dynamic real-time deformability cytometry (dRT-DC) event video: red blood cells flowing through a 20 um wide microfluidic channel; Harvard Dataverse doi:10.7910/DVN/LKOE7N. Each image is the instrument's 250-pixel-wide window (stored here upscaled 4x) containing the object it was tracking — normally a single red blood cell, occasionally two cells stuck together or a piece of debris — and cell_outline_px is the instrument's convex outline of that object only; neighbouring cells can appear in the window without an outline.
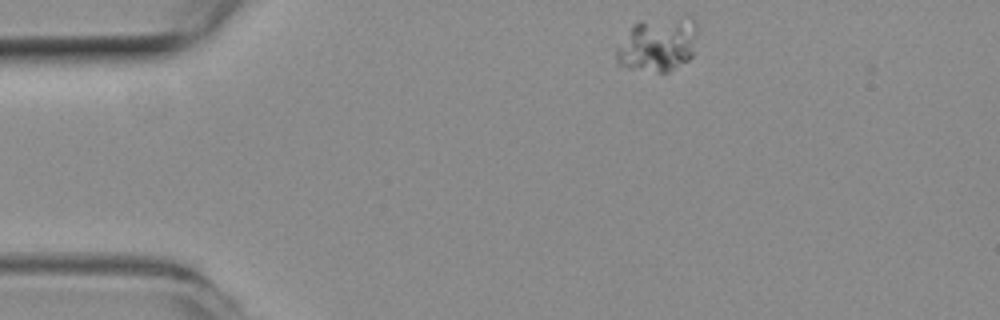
{"species": "common noctule bat (a hibernating species)", "species_latin": "Nyctalus noctula", "temperature_condition": "room temperature", "stored_images_in_passage": 4, "camera_frame_rate_fps": 3000, "um_per_image_px": 0.085, "animal": {"sex": "female", "body_mass_g": 19.3, "forearm_length_mm": 54.1}, "frame": {"image": 1, "passage_image": 1, "time_ms": 0.0, "image_size_px": [1000, 320], "cell_outline_px": [[696, 36], [692, 56], [688, 60], [668, 72], [660, 72], [628, 68], [616, 64], [616, 48], [632, 24], [640, 20], [684, 12], [688, 12], [696, 20]], "centroid_in_image_um": [55.95, 3.67], "position_along_channel_um": 29.1, "area_um2": 26.82}}